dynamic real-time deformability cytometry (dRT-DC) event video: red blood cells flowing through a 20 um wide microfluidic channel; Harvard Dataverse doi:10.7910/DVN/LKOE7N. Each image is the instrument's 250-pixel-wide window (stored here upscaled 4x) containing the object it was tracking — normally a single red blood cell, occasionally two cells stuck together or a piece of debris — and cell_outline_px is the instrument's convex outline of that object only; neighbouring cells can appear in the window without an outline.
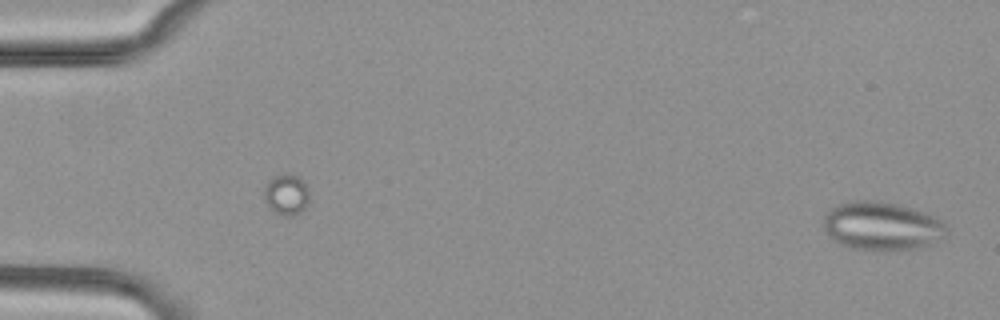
{"species": "common noctule bat (a hibernating species)", "species_latin": "Nyctalus noctula", "temperature_condition": "cold", "stored_images_in_passage": 54, "camera_frame_rate_fps": 3000, "um_per_image_px": 0.085, "animal": {"sex": "female", "body_mass_g": 29.2, "forearm_length_mm": 56.3}, "frame": {"image": 1, "passage_image": 1, "time_ms": 0.0, "image_size_px": [1000, 320], "cell_outline_px": [[948, 232], [944, 236], [928, 244], [916, 248], [888, 252], [852, 248], [840, 244], [832, 240], [828, 236], [824, 228], [824, 216], [832, 208], [840, 204], [852, 200], [880, 200], [900, 204], [936, 216], [948, 228]], "centroid_in_image_um": [74.95, 19.22], "position_along_channel_um": 10.0, "area_um2": 35.14}}
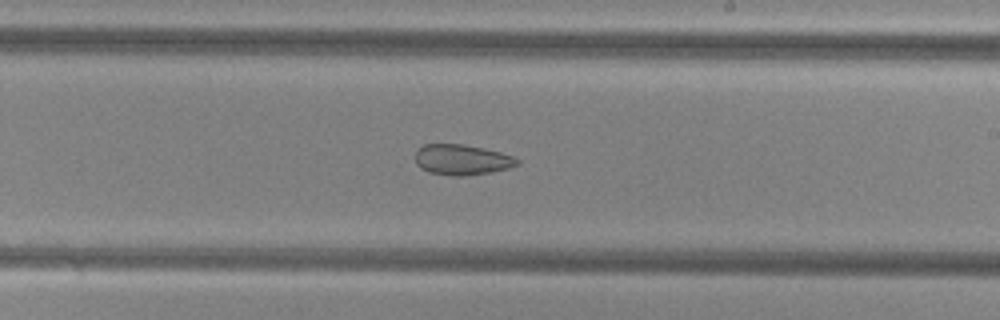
{"frame": {"image": 2, "passage_image": 32, "time_ms": 10.333, "image_size_px": [1000, 320], "cell_outline_px": [[520, 164], [508, 168], [492, 172], [464, 176], [452, 176], [428, 172], [420, 168], [416, 164], [416, 148], [424, 144], [464, 144], [484, 148], [500, 152], [512, 156], [520, 160]], "centroid_in_image_um": [39.25, 13.57], "position_along_channel_um": 249.8, "area_um2": 18.32}}
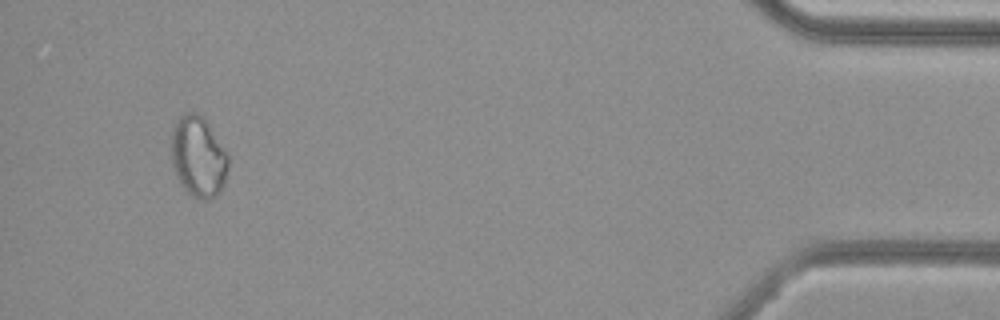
{"frame": {"image": 3, "passage_image": 51, "time_ms": 16.667, "image_size_px": [1000, 320], "cell_outline_px": [[228, 172], [224, 184], [220, 192], [216, 196], [204, 200], [200, 200], [192, 196], [180, 184], [176, 176], [172, 164], [172, 128], [176, 120], [184, 112], [196, 112], [204, 116], [228, 152]], "centroid_in_image_um": [16.88, 13.3], "position_along_channel_um": 418.3, "area_um2": 27.34}, "authors_computed_cell_mechanics": {"area_um2": 24.5361, "velocity_mm_per_s": 3.7741, "shape_relaxation_time_tau1_ms": null, "shape_relaxation_time_tau2_ms": 3.9793, "deformation_change_tau1": null, "deformation_change_tau2": 0.093}}